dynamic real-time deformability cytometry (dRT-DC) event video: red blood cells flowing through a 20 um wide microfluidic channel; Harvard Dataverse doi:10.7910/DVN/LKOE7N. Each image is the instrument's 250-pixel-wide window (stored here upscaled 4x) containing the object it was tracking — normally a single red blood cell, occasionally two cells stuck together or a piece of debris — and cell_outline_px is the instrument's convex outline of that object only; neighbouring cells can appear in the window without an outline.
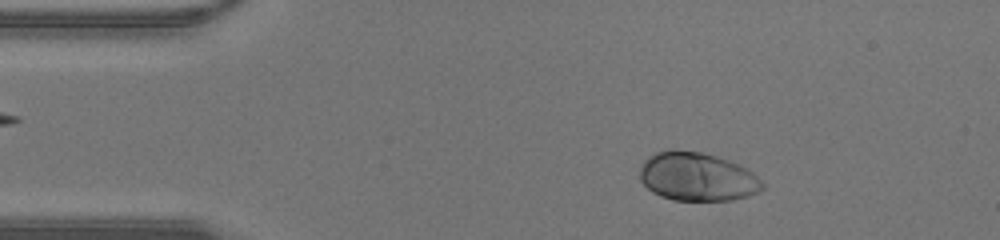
{"species": "human", "species_latin": "Homo sapiens", "temperature_condition": "warm", "stored_images_in_passage": 41, "camera_frame_rate_fps": 3000, "um_per_image_px": 0.085, "donor": {"sex": "male"}, "frame": {"image": 1, "passage_image": 5, "time_ms": 1.333, "image_size_px": [1000, 240], "cell_outline_px": [[764, 188], [760, 192], [748, 196], [732, 200], [672, 200], [660, 196], [652, 192], [640, 180], [640, 164], [648, 156], [656, 152], [704, 152], [728, 160], [752, 172], [764, 184]], "centroid_in_image_um": [59.26, 15.05], "position_along_channel_um": 25.7, "area_um2": 34.28}}
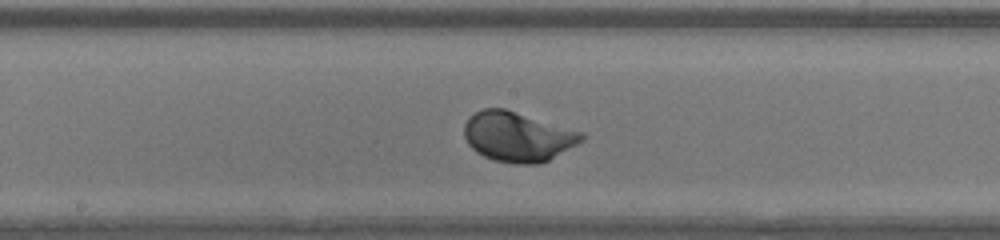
{"frame": {"image": 2, "passage_image": 20, "time_ms": 6.333, "image_size_px": [1000, 240], "cell_outline_px": [[584, 140], [548, 160], [540, 164], [516, 164], [496, 160], [484, 156], [476, 152], [468, 144], [464, 136], [464, 124], [476, 112], [484, 108], [504, 108], [584, 132]], "centroid_in_image_um": [44.01, 11.62], "position_along_channel_um": 204.2, "area_um2": 33.87}}
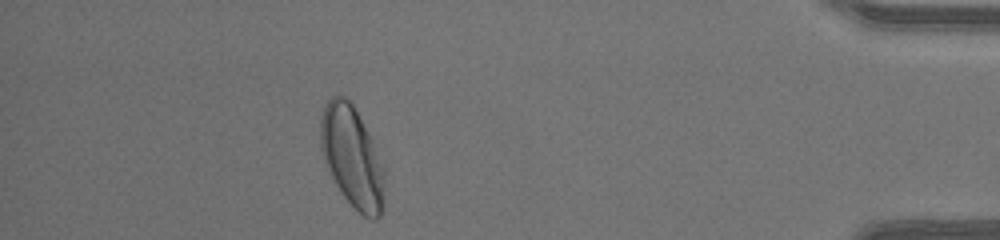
{"frame": {"image": 3, "passage_image": 36, "time_ms": 11.667, "image_size_px": [1000, 240], "cell_outline_px": [[384, 180], [380, 216], [376, 220], [372, 220], [364, 216], [340, 192], [332, 180], [324, 160], [320, 144], [320, 116], [324, 104], [332, 96], [344, 96], [352, 104], [368, 132], [372, 140], [384, 168]], "centroid_in_image_um": [29.89, 13.32], "position_along_channel_um": 405.3, "area_um2": 37.34}}